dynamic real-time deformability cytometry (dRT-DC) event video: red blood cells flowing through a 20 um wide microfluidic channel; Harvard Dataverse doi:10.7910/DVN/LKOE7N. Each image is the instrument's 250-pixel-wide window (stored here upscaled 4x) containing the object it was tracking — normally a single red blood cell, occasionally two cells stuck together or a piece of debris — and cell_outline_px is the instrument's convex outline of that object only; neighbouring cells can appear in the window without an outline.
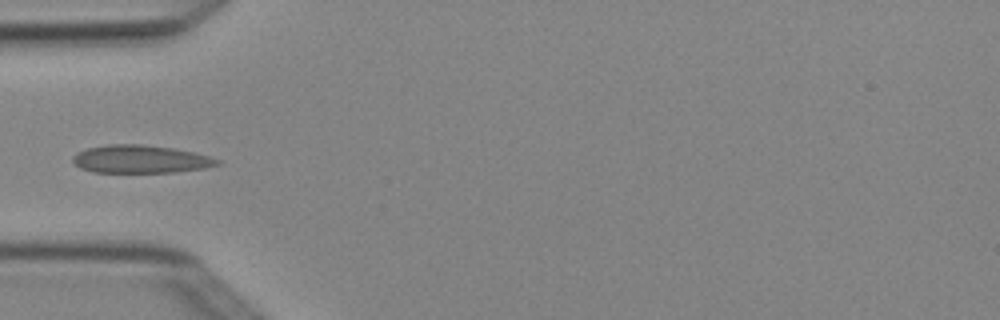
{"species": "Egyptian fruit bat (a non-hibernating species)", "species_latin": "Rousettus aegyptiacus", "temperature_condition": "cold", "stored_images_in_passage": 5, "camera_frame_rate_fps": 3000, "um_per_image_px": 0.085, "animal": {"sex": "female"}, "frame": {"image": 1, "passage_image": 4, "time_ms": 1.0, "image_size_px": [1000, 320], "cell_outline_px": [[220, 164], [204, 168], [176, 172], [92, 172], [80, 168], [72, 160], [72, 156], [76, 152], [88, 148], [108, 144], [140, 144], [172, 148], [192, 152], [208, 156], [220, 160]], "centroid_in_image_um": [11.91, 13.53], "position_along_channel_um": 73.1, "area_um2": 23.41}}
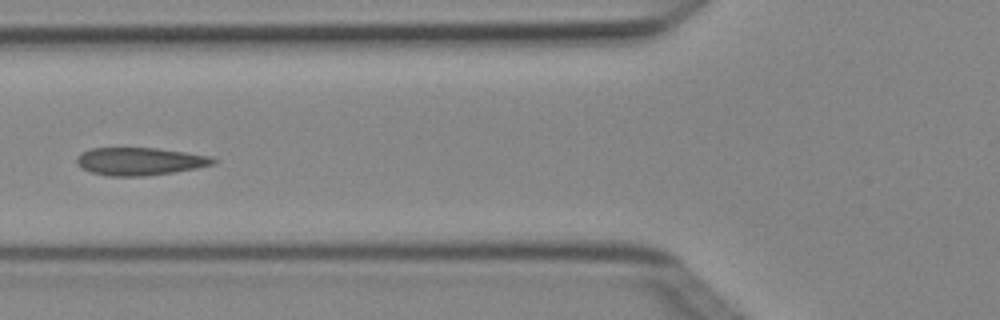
{"frame": {"image": 2, "passage_image": 5, "time_ms": 1.333, "image_size_px": [1000, 320], "cell_outline_px": [[220, 160], [216, 164], [196, 168], [172, 172], [144, 176], [108, 176], [92, 172], [80, 168], [76, 164], [76, 156], [80, 152], [88, 148], [156, 148], [212, 156]], "centroid_in_image_um": [11.87, 13.71], "position_along_channel_um": 113.9, "area_um2": 22.31}}